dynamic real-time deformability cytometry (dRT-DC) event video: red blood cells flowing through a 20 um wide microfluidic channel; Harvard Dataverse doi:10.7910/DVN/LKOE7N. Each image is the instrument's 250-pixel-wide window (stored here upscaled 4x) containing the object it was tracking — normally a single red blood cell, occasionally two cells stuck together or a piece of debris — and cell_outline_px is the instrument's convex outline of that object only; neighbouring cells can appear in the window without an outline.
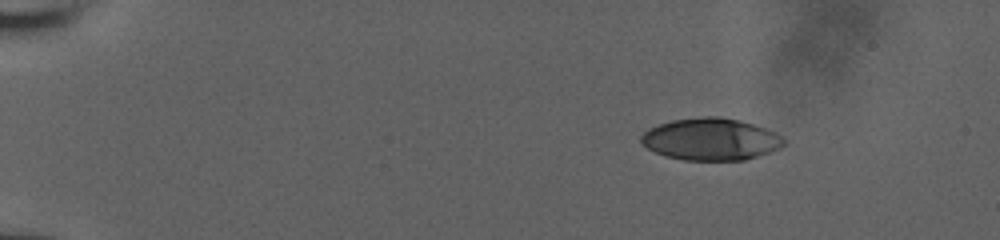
{"species": "human", "species_latin": "Homo sapiens", "temperature_condition": "room temperature", "stored_images_in_passage": 48, "camera_frame_rate_fps": 3000, "um_per_image_px": 0.085, "donor": {"sex": "male"}, "frame": {"image": 1, "passage_image": 1, "time_ms": 0.0, "image_size_px": [1000, 240], "cell_outline_px": [[784, 144], [768, 152], [744, 160], [684, 160], [668, 156], [656, 152], [648, 148], [640, 140], [640, 136], [648, 128], [672, 120], [704, 116], [716, 116], [736, 120], [752, 124], [776, 132], [784, 140]], "centroid_in_image_um": [60.38, 11.83], "position_along_channel_um": 24.6, "area_um2": 34.45}}
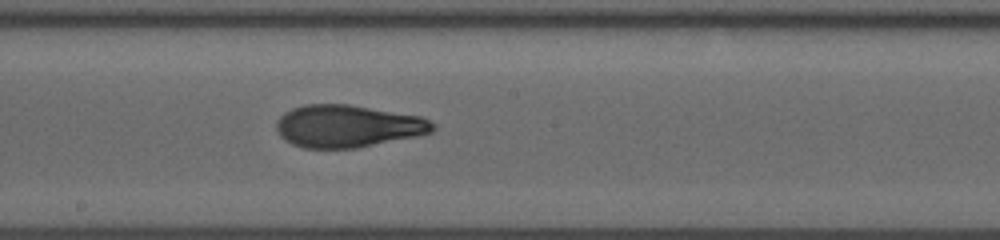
{"frame": {"image": 2, "passage_image": 25, "time_ms": 8.0, "image_size_px": [1000, 240], "cell_outline_px": [[436, 128], [432, 132], [416, 136], [356, 148], [304, 148], [292, 144], [284, 140], [280, 136], [276, 128], [276, 120], [284, 112], [292, 108], [304, 104], [348, 104], [420, 116], [436, 124]], "centroid_in_image_um": [29.52, 10.72], "position_along_channel_um": 218.7, "area_um2": 38.67}}
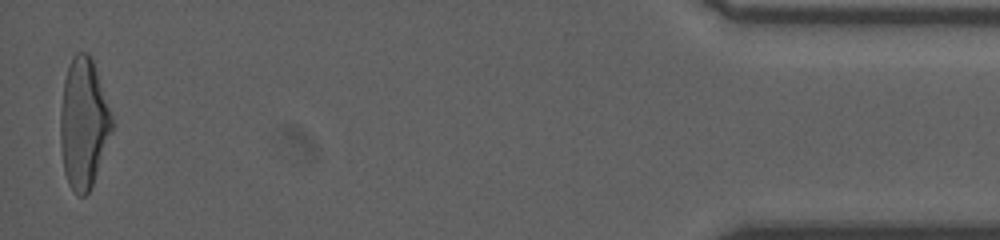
{"frame": {"image": 3, "passage_image": 47, "time_ms": 15.333, "image_size_px": [1000, 240], "cell_outline_px": [[116, 124], [92, 184], [88, 192], [84, 196], [76, 196], [68, 184], [64, 172], [60, 144], [60, 112], [64, 80], [68, 64], [72, 56], [76, 52], [88, 52], [92, 56]], "centroid_in_image_um": [7.12, 10.45], "position_along_channel_um": 428.1, "area_um2": 39.94}, "authors_computed_cell_mechanics": {"area_um2": 38.0902, "velocity_mm_per_s": 3.9353, "shape_relaxation_time_tau1_ms": 7.013, "shape_relaxation_time_tau2_ms": 1.4977, "deformation_change_tau1": 0.242, "deformation_change_tau2": 0.0854}}